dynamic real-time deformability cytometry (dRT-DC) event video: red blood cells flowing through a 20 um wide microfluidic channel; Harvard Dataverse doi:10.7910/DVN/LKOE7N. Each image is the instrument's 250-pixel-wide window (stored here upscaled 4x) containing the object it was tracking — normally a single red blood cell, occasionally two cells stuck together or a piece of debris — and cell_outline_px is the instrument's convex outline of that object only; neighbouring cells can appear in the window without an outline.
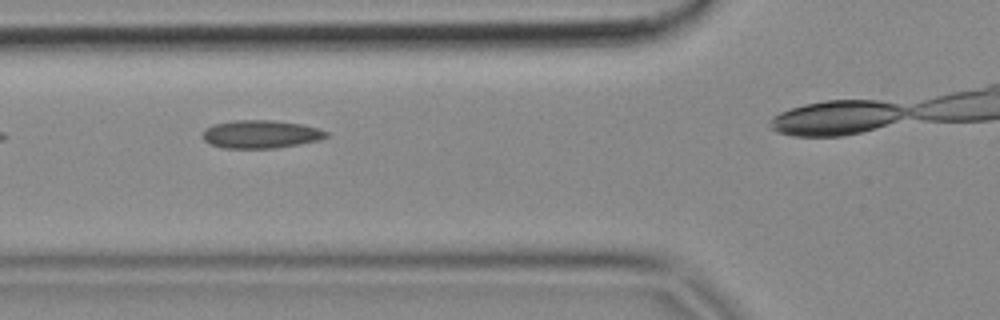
{"species": "common noctule bat (a hibernating species)", "species_latin": "Nyctalus noctula", "temperature_condition": "cold", "stored_images_in_passage": 5, "camera_frame_rate_fps": 3000, "um_per_image_px": 0.085, "animal": {"sex": "female", "body_mass_g": 18.4}, "frame": {"image": 1, "passage_image": 3, "time_ms": 0.667, "image_size_px": [1000, 320], "cell_outline_px": [[328, 136], [320, 140], [300, 144], [276, 148], [224, 148], [212, 144], [204, 140], [204, 128], [212, 124], [236, 120], [272, 120], [300, 124], [320, 128], [328, 132]], "centroid_in_image_um": [22.19, 11.4], "position_along_channel_um": 103.6, "area_um2": 20.23}}